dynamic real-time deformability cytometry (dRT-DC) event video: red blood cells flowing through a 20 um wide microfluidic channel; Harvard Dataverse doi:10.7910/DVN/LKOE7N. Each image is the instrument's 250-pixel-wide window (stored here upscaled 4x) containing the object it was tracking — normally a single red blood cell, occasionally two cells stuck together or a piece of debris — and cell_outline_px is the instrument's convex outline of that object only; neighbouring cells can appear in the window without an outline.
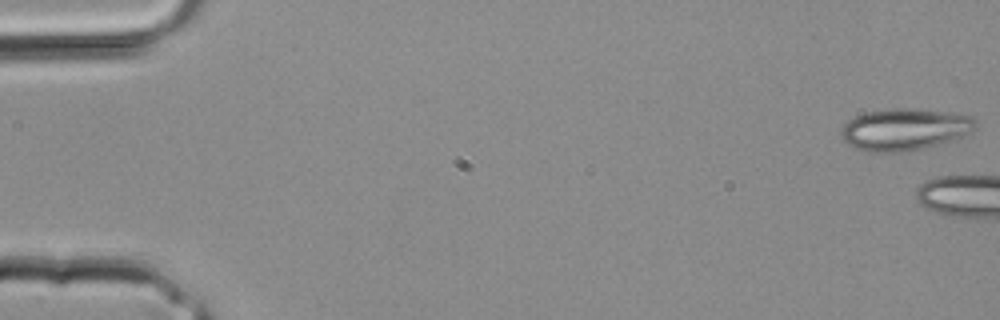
{"species": "common noctule bat (a hibernating species)", "species_latin": "Nyctalus noctula", "temperature_condition": "room temperature", "stored_images_in_passage": 2, "camera_frame_rate_fps": 3000, "um_per_image_px": 0.085, "animal": {"sex": "male", "body_mass_g": 20.4}, "frame": {"image": 1, "passage_image": 2, "time_ms": 0.333, "image_size_px": [1000, 320], "cell_outline_px": [[976, 128], [972, 132], [956, 140], [908, 152], [868, 152], [856, 148], [848, 144], [840, 136], [840, 128], [848, 120], [856, 116], [868, 112], [892, 108], [908, 108], [960, 112], [972, 116], [976, 124]], "centroid_in_image_um": [76.94, 11.0], "position_along_channel_um": 8.1, "area_um2": 33.47}}